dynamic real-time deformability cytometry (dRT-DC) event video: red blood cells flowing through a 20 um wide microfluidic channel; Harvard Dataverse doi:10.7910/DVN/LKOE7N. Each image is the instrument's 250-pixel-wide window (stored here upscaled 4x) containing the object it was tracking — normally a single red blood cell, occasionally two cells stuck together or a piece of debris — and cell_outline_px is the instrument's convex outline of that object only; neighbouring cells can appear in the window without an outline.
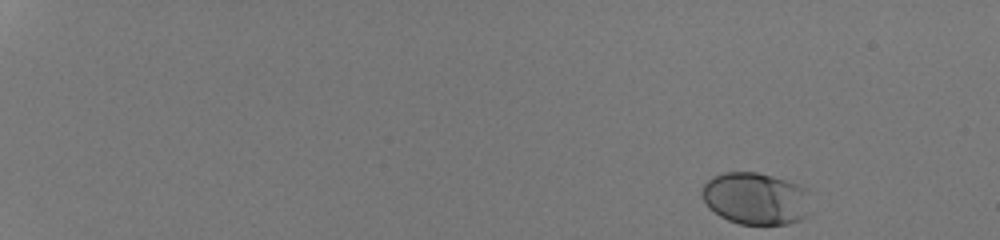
{"species": "human", "species_latin": "Homo sapiens", "temperature_condition": "room temperature", "stored_images_in_passage": 43, "camera_frame_rate_fps": 3000, "um_per_image_px": 0.085, "donor": {"sex": "male"}, "frame": {"image": 1, "passage_image": 1, "time_ms": 0.0, "image_size_px": [1000, 240], "cell_outline_px": [[808, 212], [800, 220], [788, 224], [740, 224], [728, 220], [720, 216], [708, 208], [700, 192], [704, 184], [712, 176], [724, 172], [756, 172], [772, 176], [808, 188]], "centroid_in_image_um": [64.2, 16.87], "position_along_channel_um": 20.8, "area_um2": 33.06}}
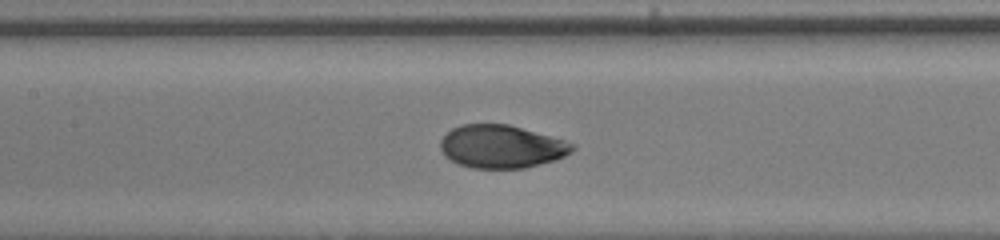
{"frame": {"image": 2, "passage_image": 25, "time_ms": 8.0, "image_size_px": [1000, 240], "cell_outline_px": [[576, 148], [572, 152], [564, 156], [552, 160], [524, 168], [472, 168], [460, 164], [444, 156], [440, 148], [440, 140], [452, 128], [460, 124], [508, 124], [564, 140], [576, 144]], "centroid_in_image_um": [42.61, 12.45], "position_along_channel_um": 164.8, "area_um2": 32.89}}
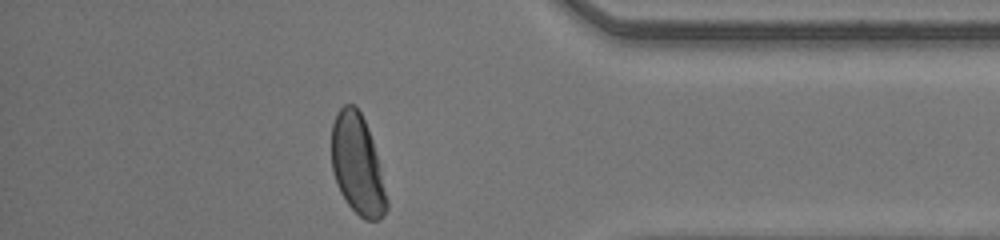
{"frame": {"image": 3, "passage_image": 43, "time_ms": 14.0, "image_size_px": [1000, 240], "cell_outline_px": [[388, 208], [384, 216], [380, 220], [364, 220], [348, 204], [340, 192], [336, 184], [332, 172], [332, 124], [336, 112], [344, 104], [356, 104], [368, 128], [372, 140], [388, 200]], "centroid_in_image_um": [30.37, 14.0], "position_along_channel_um": 404.8, "area_um2": 32.14}, "authors_computed_cell_mechanics": {"area_um2": 32.8882, "velocity_mm_per_s": 4.2246, "shape_relaxation_time_tau1_ms": 3.2385, "shape_relaxation_time_tau2_ms": null, "deformation_change_tau1": 0.1662, "deformation_change_tau2": null}}